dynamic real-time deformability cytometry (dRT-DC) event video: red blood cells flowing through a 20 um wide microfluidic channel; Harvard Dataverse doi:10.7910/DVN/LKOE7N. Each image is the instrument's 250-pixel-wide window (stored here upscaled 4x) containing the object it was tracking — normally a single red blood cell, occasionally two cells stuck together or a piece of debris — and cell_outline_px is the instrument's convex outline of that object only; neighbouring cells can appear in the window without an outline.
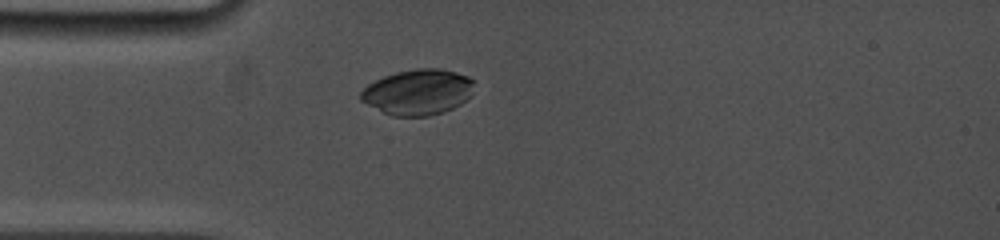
{"species": "common noctule bat (a hibernating species)", "species_latin": "Nyctalus noctula", "temperature_condition": "cold", "stored_images_in_passage": 7, "camera_frame_rate_fps": 5000, "um_per_image_px": 0.085, "animal": {"sex": "female", "body_mass_g": 19.0, "forearm_length_mm": 53.3}, "frame": {"image": 1, "passage_image": 5, "time_ms": 2.6, "image_size_px": [1000, 240], "cell_outline_px": [[472, 96], [460, 104], [444, 112], [428, 116], [392, 116], [360, 100], [360, 92], [368, 84], [384, 76], [396, 72], [416, 68], [440, 68], [456, 72], [468, 76], [472, 80]], "centroid_in_image_um": [35.53, 7.82], "position_along_channel_um": 49.5, "area_um2": 30.06}}